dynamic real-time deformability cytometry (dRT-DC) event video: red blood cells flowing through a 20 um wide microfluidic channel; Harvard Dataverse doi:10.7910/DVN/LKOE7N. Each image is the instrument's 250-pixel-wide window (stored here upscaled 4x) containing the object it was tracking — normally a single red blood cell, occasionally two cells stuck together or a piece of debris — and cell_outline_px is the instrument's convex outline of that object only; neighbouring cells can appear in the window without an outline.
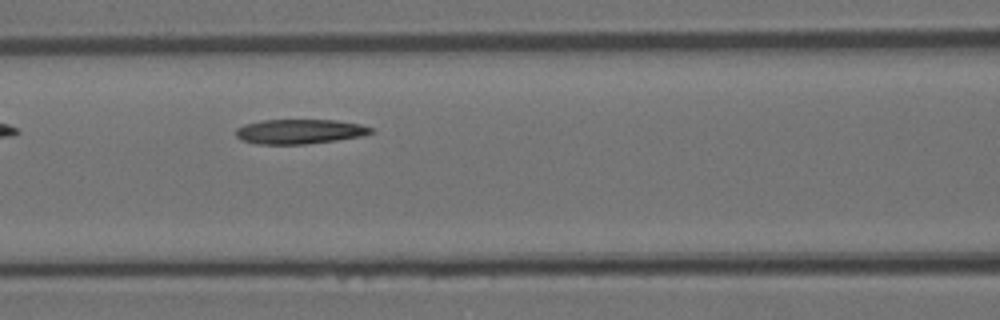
{"species": "Egyptian fruit bat (a non-hibernating species)", "species_latin": "Rousettus aegyptiacus", "temperature_condition": "room temperature", "stored_images_in_passage": 23, "camera_frame_rate_fps": 3000, "um_per_image_px": 0.085, "animal": {"sex": "female"}, "frame": {"image": 1, "passage_image": 14, "time_ms": 4.333, "image_size_px": [1000, 320], "cell_outline_px": [[376, 132], [364, 136], [336, 140], [304, 144], [256, 144], [240, 140], [236, 136], [236, 128], [244, 124], [264, 120], [336, 120], [360, 124], [372, 128]], "centroid_in_image_um": [25.48, 11.18], "position_along_channel_um": 141.1, "area_um2": 19.54}}
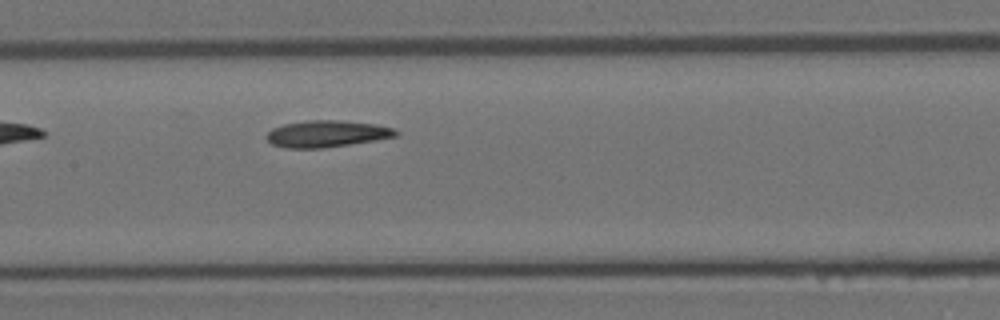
{"frame": {"image": 2, "passage_image": 17, "time_ms": 5.333, "image_size_px": [1000, 320], "cell_outline_px": [[400, 132], [396, 136], [348, 144], [320, 148], [284, 148], [272, 144], [264, 136], [272, 128], [284, 124], [308, 120], [340, 120], [372, 124], [396, 128]], "centroid_in_image_um": [27.74, 11.36], "position_along_channel_um": 179.7, "area_um2": 19.94}}
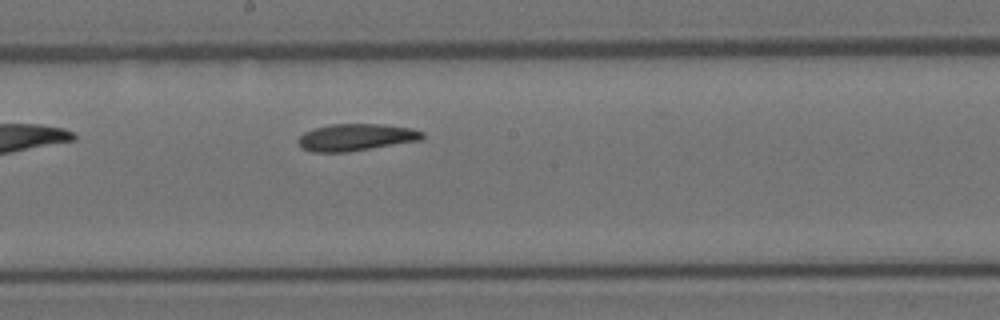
{"frame": {"image": 3, "passage_image": 20, "time_ms": 6.333, "image_size_px": [1000, 320], "cell_outline_px": [[424, 136], [420, 140], [348, 152], [312, 152], [300, 148], [296, 140], [304, 132], [312, 128], [332, 124], [380, 124], [412, 128], [424, 132]], "centroid_in_image_um": [30.21, 11.67], "position_along_channel_um": 218.0, "area_um2": 19.65}}